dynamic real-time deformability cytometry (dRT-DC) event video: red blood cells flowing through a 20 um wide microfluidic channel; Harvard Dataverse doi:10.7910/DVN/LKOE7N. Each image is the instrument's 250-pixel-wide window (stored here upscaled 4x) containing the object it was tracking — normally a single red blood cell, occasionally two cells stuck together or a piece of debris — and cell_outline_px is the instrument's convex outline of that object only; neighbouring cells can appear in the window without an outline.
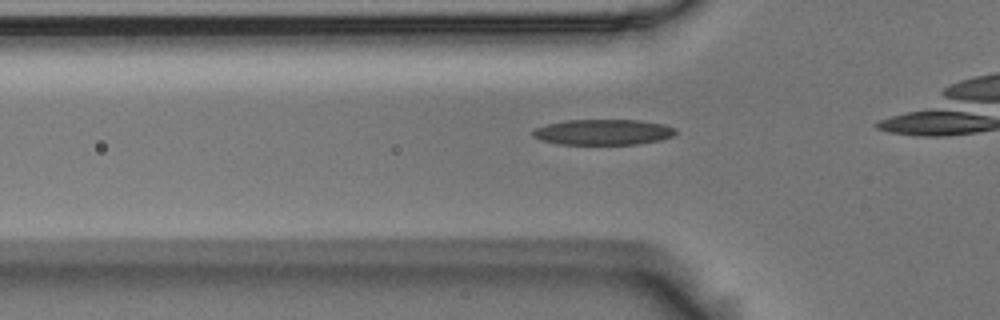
{"species": "Egyptian fruit bat (a non-hibernating species)", "species_latin": "Rousettus aegyptiacus", "temperature_condition": "room temperature", "stored_images_in_passage": 17, "camera_frame_rate_fps": 3000, "um_per_image_px": 0.085, "animal": {"sex": "male"}, "frame": {"image": 1, "passage_image": 12, "time_ms": 3.667, "image_size_px": [1000, 320], "cell_outline_px": [[676, 132], [672, 136], [660, 140], [636, 144], [556, 144], [540, 140], [532, 136], [532, 132], [536, 128], [548, 124], [568, 120], [640, 120], [664, 124], [676, 128]], "centroid_in_image_um": [51.27, 11.23], "position_along_channel_um": 74.5, "area_um2": 21.27}}